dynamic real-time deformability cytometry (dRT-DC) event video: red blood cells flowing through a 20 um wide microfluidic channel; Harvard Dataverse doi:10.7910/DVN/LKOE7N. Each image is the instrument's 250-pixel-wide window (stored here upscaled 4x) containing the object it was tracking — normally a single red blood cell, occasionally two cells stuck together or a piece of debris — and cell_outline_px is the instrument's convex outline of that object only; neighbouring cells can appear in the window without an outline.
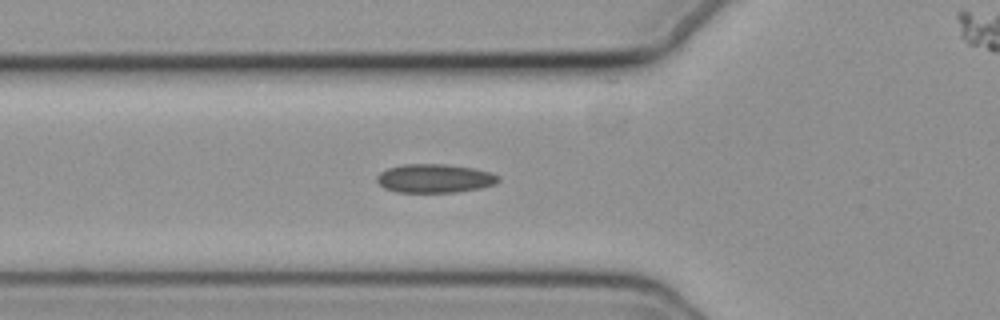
{"species": "common noctule bat (a hibernating species)", "species_latin": "Nyctalus noctula", "temperature_condition": "cold", "stored_images_in_passage": 31, "segment_of_instrument_passage": [1, 2], "camera_frame_rate_fps": 3000, "um_per_image_px": 0.085, "animal": {"sex": "female", "body_mass_g": 19.3, "forearm_length_mm": 54.1}, "frame": {"image": 1, "passage_image": 2, "time_ms": 0.333, "image_size_px": [1000, 320], "cell_outline_px": [[500, 180], [496, 184], [480, 188], [456, 192], [396, 192], [384, 188], [376, 180], [376, 176], [380, 172], [388, 168], [404, 164], [444, 164], [472, 168], [488, 172], [500, 176]], "centroid_in_image_um": [36.93, 15.17], "position_along_channel_um": 88.9, "area_um2": 20.29}}
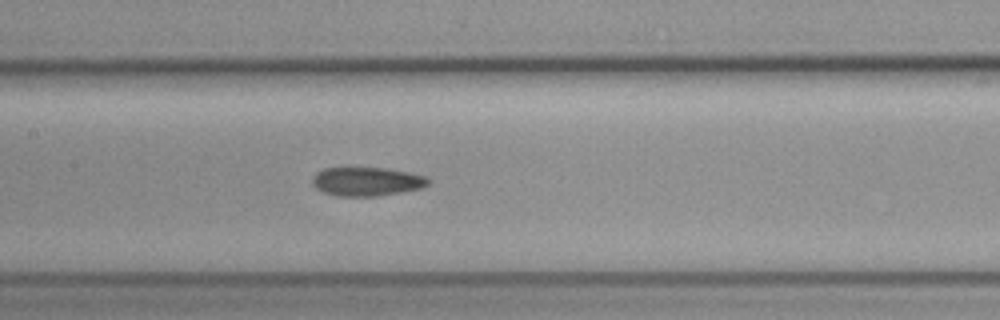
{"frame": {"image": 2, "passage_image": 9, "time_ms": 2.667, "image_size_px": [1000, 320], "cell_outline_px": [[432, 180], [424, 188], [376, 196], [336, 196], [324, 192], [316, 188], [312, 184], [312, 176], [316, 172], [324, 168], [384, 168], [408, 172], [428, 176]], "centroid_in_image_um": [31.2, 15.43], "position_along_channel_um": 176.2, "area_um2": 19.59}}
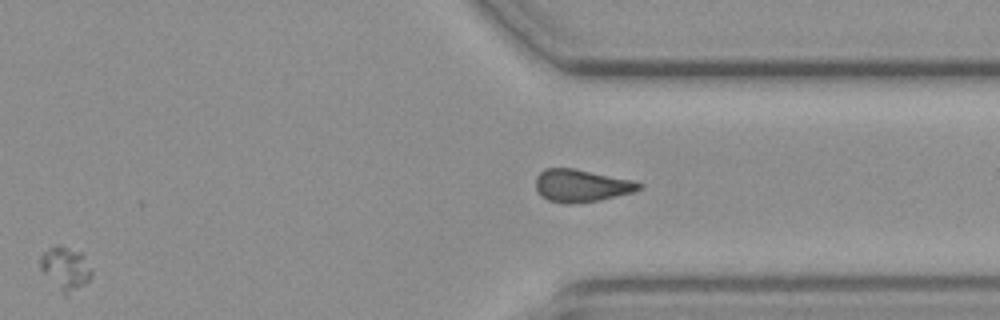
{"frame": {"image": 3, "passage_image": 24, "time_ms": 7.667, "image_size_px": [1000, 320], "cell_outline_px": [[92, 276], [88, 280], [64, 296], [60, 292], [40, 268], [40, 256], [48, 248], [56, 244], [60, 244], [84, 252], [92, 272]], "centroid_in_image_um": [5.56, 22.74], "position_along_channel_um": 405.8, "area_um2": 12.95}}